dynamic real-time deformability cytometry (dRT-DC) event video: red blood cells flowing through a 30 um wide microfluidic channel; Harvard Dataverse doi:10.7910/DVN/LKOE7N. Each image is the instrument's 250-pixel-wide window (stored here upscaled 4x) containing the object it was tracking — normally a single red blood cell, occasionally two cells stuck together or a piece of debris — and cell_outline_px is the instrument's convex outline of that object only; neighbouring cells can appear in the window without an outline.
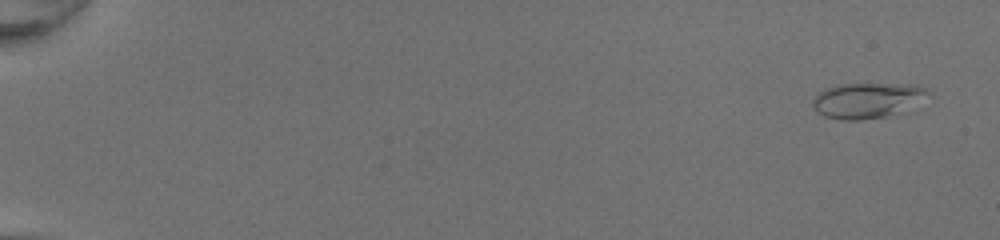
{"species": "common noctule bat (a hibernating species)", "species_latin": "Nyctalus noctula", "temperature_condition": "room temperature", "stored_images_in_passage": 51, "camera_frame_rate_fps": 3000, "um_per_image_px": 0.085, "animal": {"sex": "female", "body_mass_g": 20.0, "forearm_length_mm": 54.0}, "frame": {"image": 1, "passage_image": 3, "time_ms": 0.667, "image_size_px": [1000, 240], "cell_outline_px": [[932, 92], [884, 116], [860, 120], [840, 120], [824, 116], [816, 112], [812, 104], [812, 100], [820, 92], [836, 84], [912, 84], [924, 88]], "centroid_in_image_um": [73.55, 8.51], "position_along_channel_um": 11.5, "area_um2": 22.72}}
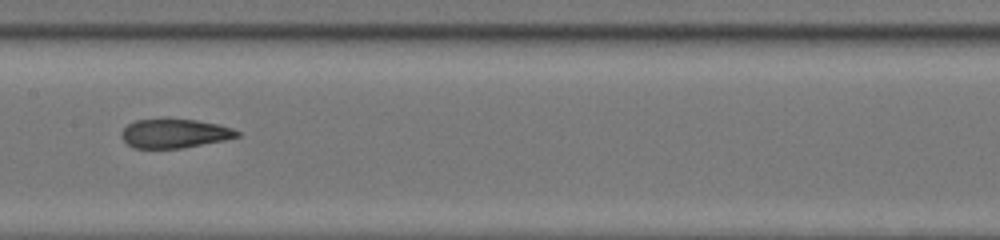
{"frame": {"image": 2, "passage_image": 29, "time_ms": 9.333, "image_size_px": [1000, 240], "cell_outline_px": [[240, 136], [224, 140], [184, 148], [132, 148], [120, 136], [120, 132], [128, 124], [136, 120], [168, 116], [196, 120], [220, 124], [232, 128], [240, 132]], "centroid_in_image_um": [14.82, 11.3], "position_along_channel_um": 192.6, "area_um2": 20.29}}
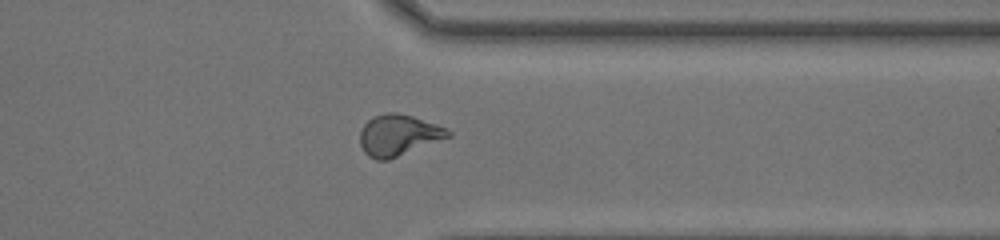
{"frame": {"image": 3, "passage_image": 42, "time_ms": 13.667, "image_size_px": [1000, 240], "cell_outline_px": [[452, 136], [388, 160], [376, 160], [368, 156], [364, 152], [360, 144], [360, 132], [364, 124], [372, 116], [384, 112], [396, 112], [412, 116], [436, 124], [452, 132]], "centroid_in_image_um": [33.84, 11.48], "position_along_channel_um": 377.6, "area_um2": 21.15}, "authors_computed_cell_mechanics": {"area_um2": 20.8658, "velocity_mm_per_s": 4.2941, "shape_relaxation_time_tau1_ms": 9.8634, "shape_relaxation_time_tau2_ms": 1.3843, "deformation_change_tau1": 0.2988, "deformation_change_tau2": 0.0708}}